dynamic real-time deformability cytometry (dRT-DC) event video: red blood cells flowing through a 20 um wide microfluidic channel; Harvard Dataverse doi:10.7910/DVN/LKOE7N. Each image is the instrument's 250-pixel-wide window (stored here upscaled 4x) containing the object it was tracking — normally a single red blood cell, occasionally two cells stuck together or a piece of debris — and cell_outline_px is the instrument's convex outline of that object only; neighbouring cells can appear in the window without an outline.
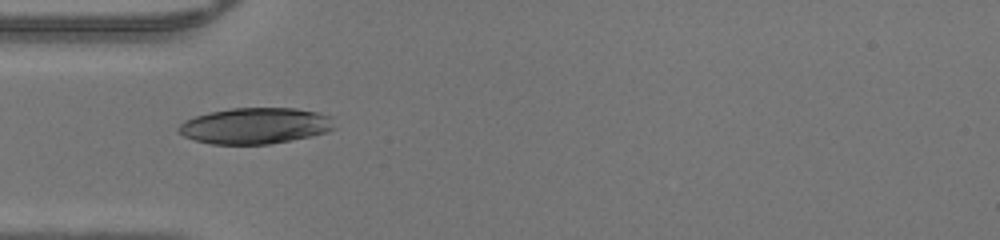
{"species": "human", "species_latin": "Homo sapiens", "temperature_condition": "warm", "stored_images_in_passage": 19, "camera_frame_rate_fps": 3000, "um_per_image_px": 0.085, "donor": {"sex": "male"}, "frame": {"image": 1, "passage_image": 1, "time_ms": 0.0, "image_size_px": [1000, 240], "cell_outline_px": [[336, 128], [328, 132], [312, 136], [268, 144], [212, 144], [196, 140], [184, 136], [176, 132], [176, 128], [184, 120], [208, 112], [232, 108], [296, 108], [316, 112], [332, 116]], "centroid_in_image_um": [21.7, 10.69], "position_along_channel_um": 63.3, "area_um2": 33.0}}
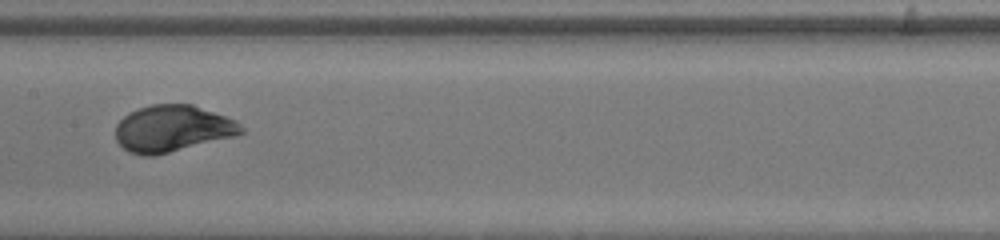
{"frame": {"image": 2, "passage_image": 10, "time_ms": 3.0, "image_size_px": [1000, 240], "cell_outline_px": [[244, 132], [236, 136], [156, 156], [144, 156], [128, 152], [116, 140], [116, 124], [128, 112], [152, 104], [192, 104], [236, 120], [244, 128]], "centroid_in_image_um": [14.66, 10.94], "position_along_channel_um": 192.7, "area_um2": 34.33}}
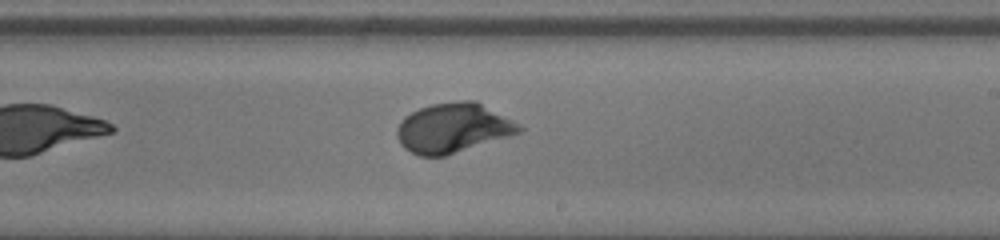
{"frame": {"image": 3, "passage_image": 14, "time_ms": 4.333, "image_size_px": [1000, 240], "cell_outline_px": [[524, 128], [520, 132], [508, 136], [444, 156], [420, 156], [404, 148], [400, 144], [396, 136], [396, 128], [400, 120], [404, 116], [420, 108], [432, 104], [456, 100], [476, 100], [520, 124]], "centroid_in_image_um": [38.48, 10.86], "position_along_channel_um": 250.5, "area_um2": 35.26}}